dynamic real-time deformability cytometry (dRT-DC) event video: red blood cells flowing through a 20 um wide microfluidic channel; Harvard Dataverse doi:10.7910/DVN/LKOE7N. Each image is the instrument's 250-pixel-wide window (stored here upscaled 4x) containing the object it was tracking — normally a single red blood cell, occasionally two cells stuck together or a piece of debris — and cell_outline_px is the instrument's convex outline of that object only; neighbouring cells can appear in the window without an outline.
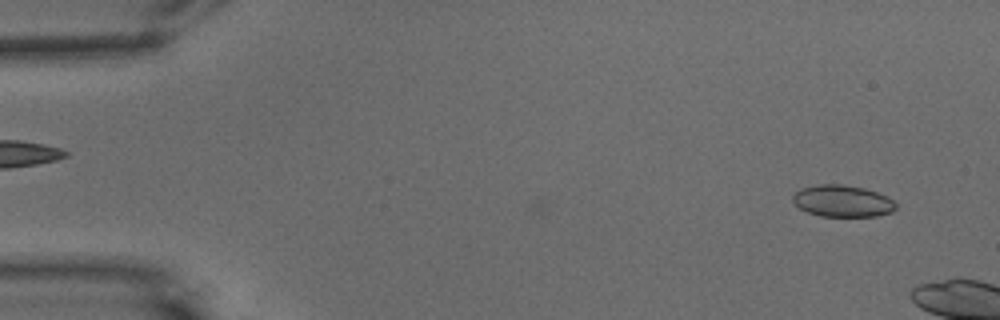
{"species": "common noctule bat (a hibernating species)", "species_latin": "Nyctalus noctula", "temperature_condition": "warm", "stored_images_in_passage": 8, "camera_frame_rate_fps": 3000, "um_per_image_px": 0.085, "animal": {"sex": "male", "body_mass_g": 15.6}, "frame": {"image": 1, "passage_image": 4, "time_ms": 1.0, "image_size_px": [1000, 320], "cell_outline_px": [[896, 208], [892, 212], [876, 216], [820, 216], [808, 212], [800, 208], [792, 200], [792, 196], [800, 188], [820, 184], [840, 184], [864, 188], [888, 196], [896, 204]], "centroid_in_image_um": [71.61, 17.08], "position_along_channel_um": 13.4, "area_um2": 19.02}}